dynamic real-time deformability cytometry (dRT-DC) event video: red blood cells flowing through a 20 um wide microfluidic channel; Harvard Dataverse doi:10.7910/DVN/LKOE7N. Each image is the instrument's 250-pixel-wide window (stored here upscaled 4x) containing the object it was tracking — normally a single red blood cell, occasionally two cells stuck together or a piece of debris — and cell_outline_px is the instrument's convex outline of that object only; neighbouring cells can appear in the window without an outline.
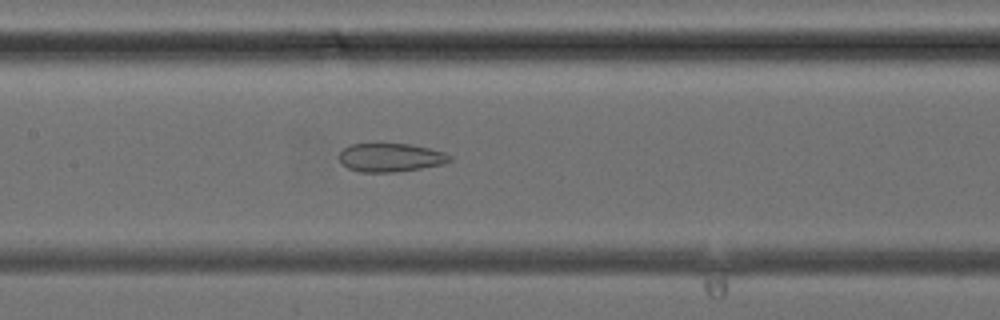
{"species": "common noctule bat (a hibernating species)", "species_latin": "Nyctalus noctula", "temperature_condition": "cold", "stored_images_in_passage": 42, "segment_of_instrument_passage": [2, 2], "camera_frame_rate_fps": 3000, "um_per_image_px": 0.085, "animal": {"sex": "female", "body_mass_g": 24.6, "forearm_length_mm": 56.2}, "frame": {"image": 1, "passage_image": 20, "time_ms": 6.333, "image_size_px": [1000, 320], "cell_outline_px": [[452, 160], [444, 164], [396, 172], [360, 172], [348, 168], [340, 160], [340, 152], [348, 144], [412, 144], [444, 152], [452, 156]], "centroid_in_image_um": [33.22, 13.39], "position_along_channel_um": 174.2, "area_um2": 18.32}}
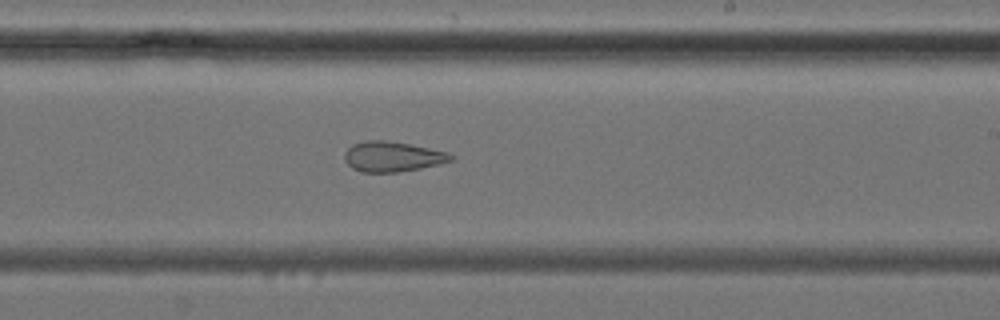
{"frame": {"image": 2, "passage_image": 25, "time_ms": 8.0, "image_size_px": [1000, 320], "cell_outline_px": [[456, 156], [452, 160], [420, 168], [396, 172], [360, 172], [352, 168], [344, 160], [344, 152], [352, 144], [368, 140], [384, 140], [408, 144], [448, 152]], "centroid_in_image_um": [33.32, 13.31], "position_along_channel_um": 255.7, "area_um2": 18.55}}
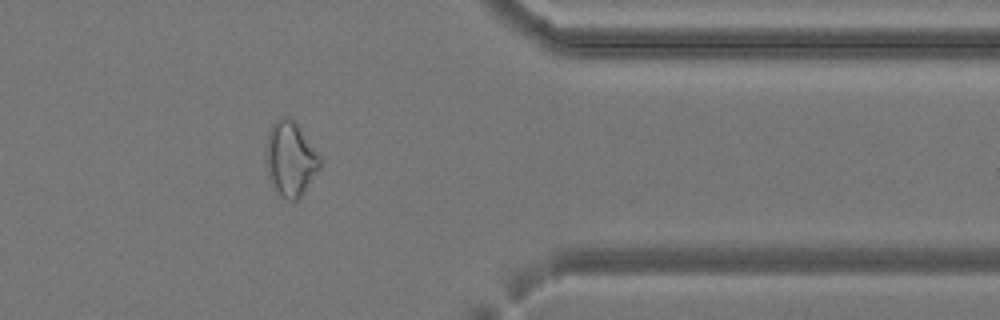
{"frame": {"image": 3, "passage_image": 34, "time_ms": 11.0, "image_size_px": [1000, 320], "cell_outline_px": [[324, 160], [320, 168], [300, 196], [296, 200], [288, 200], [276, 188], [268, 172], [264, 156], [268, 132], [272, 124], [280, 116], [288, 116], [300, 128]], "centroid_in_image_um": [24.7, 13.44], "position_along_channel_um": 386.7, "area_um2": 23.24}}